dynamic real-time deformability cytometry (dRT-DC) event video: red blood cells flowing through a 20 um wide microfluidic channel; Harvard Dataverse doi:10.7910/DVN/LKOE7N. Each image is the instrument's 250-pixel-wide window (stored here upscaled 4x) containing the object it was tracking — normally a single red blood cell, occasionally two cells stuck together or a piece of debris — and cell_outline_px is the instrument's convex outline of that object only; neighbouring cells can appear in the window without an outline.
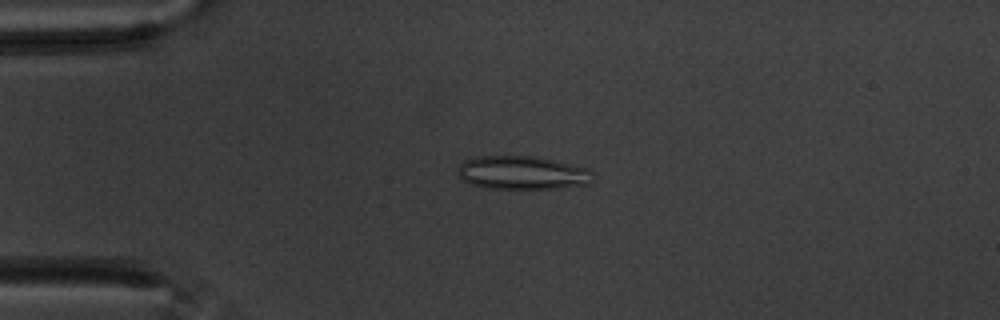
{"species": "common noctule bat (a hibernating species)", "species_latin": "Nyctalus noctula", "temperature_condition": "warm", "stored_images_in_passage": 58, "camera_frame_rate_fps": 3000, "um_per_image_px": 0.085, "animal": {"sex": "male", "body_mass_g": 20.1, "forearm_length_mm": 53.5}, "frame": {"image": 1, "passage_image": 14, "time_ms": 4.333, "image_size_px": [1000, 320], "cell_outline_px": [[592, 172], [588, 184], [528, 192], [488, 188], [468, 184], [460, 176], [460, 164], [464, 160], [476, 156], [536, 156], [588, 168]], "centroid_in_image_um": [44.38, 14.73], "position_along_channel_um": 40.6, "area_um2": 27.05}}
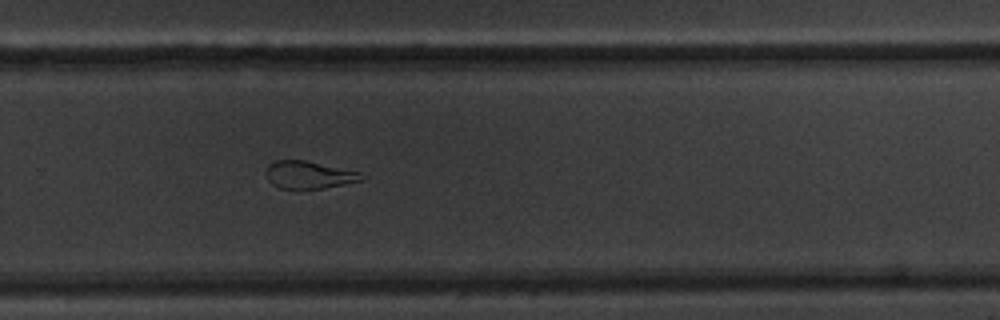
{"frame": {"image": 2, "passage_image": 39, "time_ms": 12.667, "image_size_px": [1000, 320], "cell_outline_px": [[368, 176], [364, 180], [324, 188], [280, 188], [272, 184], [268, 180], [264, 172], [268, 164], [276, 160], [304, 160], [360, 172]], "centroid_in_image_um": [26.26, 14.86], "position_along_channel_um": 303.5, "area_um2": 15.37}}
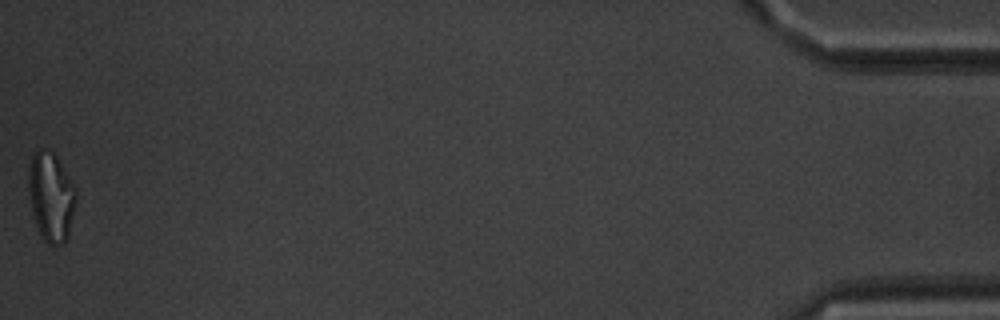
{"frame": {"image": 3, "passage_image": 58, "time_ms": 19.0, "image_size_px": [1000, 320], "cell_outline_px": [[76, 200], [68, 236], [64, 244], [56, 248], [48, 244], [44, 240], [36, 228], [32, 216], [28, 192], [28, 164], [32, 152], [40, 148], [44, 148], [52, 152], [56, 156], [76, 188]], "centroid_in_image_um": [4.3, 16.74], "position_along_channel_um": 430.9, "area_um2": 25.32}, "authors_computed_cell_mechanics": {"area_um2": 21.7906, "velocity_mm_per_s": 3.4883, "shape_relaxation_time_tau1_ms": null, "shape_relaxation_time_tau2_ms": 2.7168, "deformation_change_tau1": null, "deformation_change_tau2": 0.1284}}